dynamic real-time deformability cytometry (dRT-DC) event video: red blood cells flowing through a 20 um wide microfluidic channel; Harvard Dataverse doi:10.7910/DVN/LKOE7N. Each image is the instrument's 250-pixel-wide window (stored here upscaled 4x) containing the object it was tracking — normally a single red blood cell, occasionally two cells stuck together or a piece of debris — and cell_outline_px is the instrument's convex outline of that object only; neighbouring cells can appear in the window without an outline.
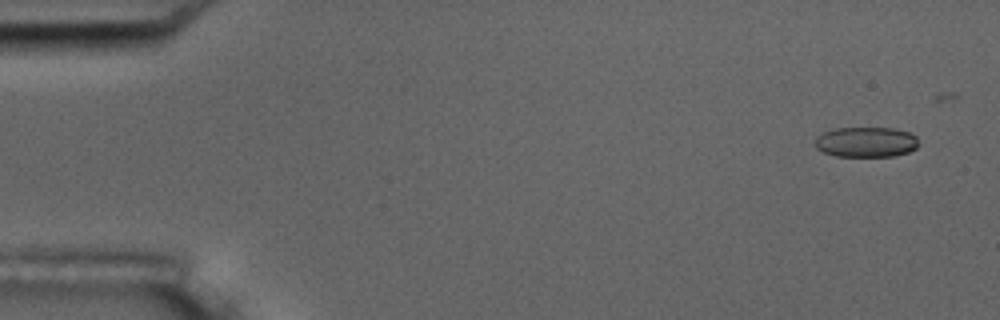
{"species": "common noctule bat (a hibernating species)", "species_latin": "Nyctalus noctula", "temperature_condition": "room temperature", "stored_images_in_passage": 5, "camera_frame_rate_fps": 3000, "um_per_image_px": 0.085, "animal": {"sex": "male", "body_mass_g": 17.5, "forearm_length_mm": 52.3}, "frame": {"image": 1, "passage_image": 1, "time_ms": 0.0, "image_size_px": [1000, 320], "cell_outline_px": [[916, 148], [908, 152], [896, 156], [836, 156], [824, 152], [816, 148], [816, 136], [824, 132], [836, 128], [896, 128], [908, 132], [916, 136]], "centroid_in_image_um": [73.61, 12.07], "position_along_channel_um": 11.4, "area_um2": 18.15}}
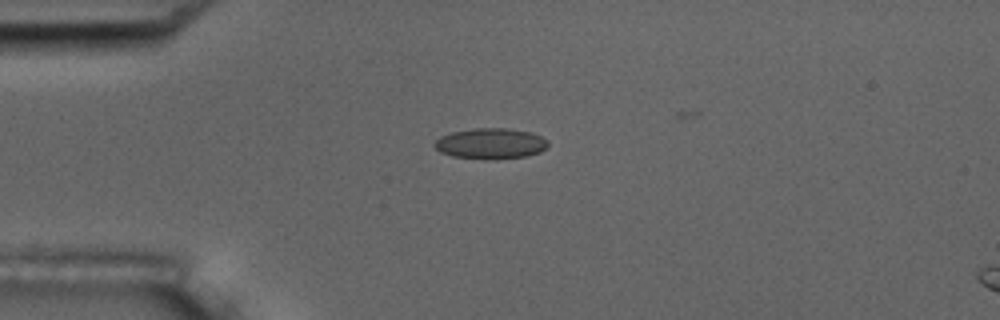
{"frame": {"image": 2, "passage_image": 4, "time_ms": 3.667, "image_size_px": [1000, 320], "cell_outline_px": [[548, 144], [540, 152], [528, 156], [492, 160], [452, 156], [440, 152], [432, 144], [440, 136], [452, 132], [472, 128], [508, 128], [532, 132], [548, 140]], "centroid_in_image_um": [41.7, 12.2], "position_along_channel_um": 43.3, "area_um2": 20.52}}